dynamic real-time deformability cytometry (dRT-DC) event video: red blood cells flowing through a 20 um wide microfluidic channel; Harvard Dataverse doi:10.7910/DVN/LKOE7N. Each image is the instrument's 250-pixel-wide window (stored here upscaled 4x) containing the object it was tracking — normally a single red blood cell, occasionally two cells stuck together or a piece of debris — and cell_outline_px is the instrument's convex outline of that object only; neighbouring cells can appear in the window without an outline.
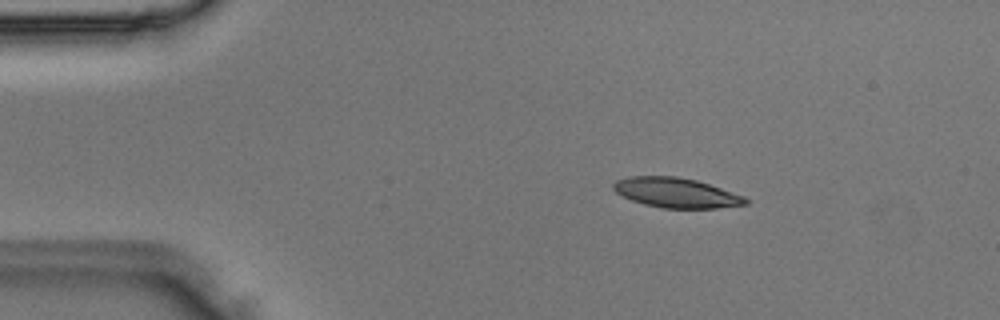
{"species": "Egyptian fruit bat (a non-hibernating species)", "species_latin": "Rousettus aegyptiacus", "temperature_condition": "room temperature", "stored_images_in_passage": 47, "camera_frame_rate_fps": 3000, "um_per_image_px": 0.085, "animal": {"sex": "male"}, "frame": {"image": 1, "passage_image": 7, "time_ms": 2.0, "image_size_px": [1000, 320], "cell_outline_px": [[752, 200], [748, 204], [716, 208], [660, 208], [644, 204], [632, 200], [616, 192], [612, 188], [612, 184], [616, 180], [628, 176], [676, 176], [696, 180], [744, 196]], "centroid_in_image_um": [57.48, 16.38], "position_along_channel_um": 27.5, "area_um2": 23.0}}
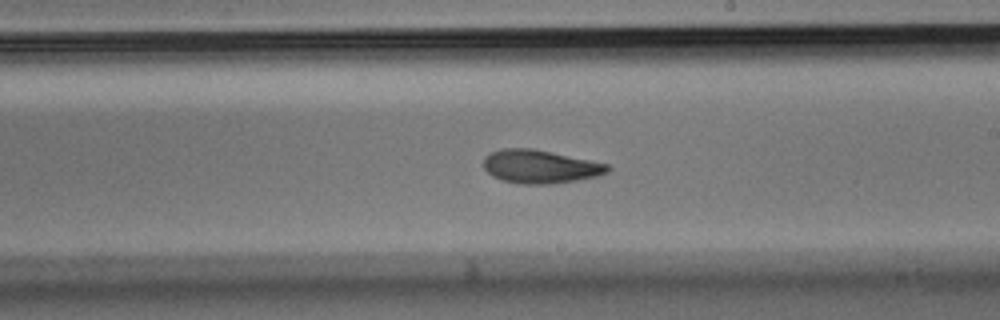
{"frame": {"image": 2, "passage_image": 27, "time_ms": 8.667, "image_size_px": [1000, 320], "cell_outline_px": [[612, 168], [608, 172], [596, 176], [576, 180], [552, 184], [520, 184], [504, 180], [492, 176], [484, 168], [484, 156], [488, 152], [500, 148], [532, 148], [552, 152], [608, 164]], "centroid_in_image_um": [45.88, 14.15], "position_along_channel_um": 243.1, "area_um2": 24.16}}
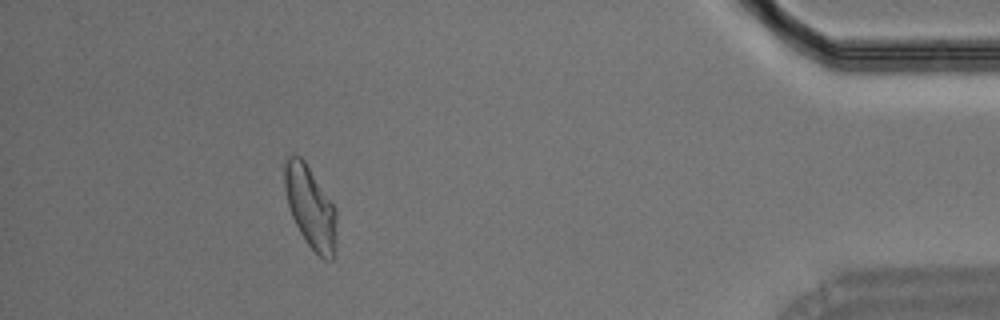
{"frame": {"image": 3, "passage_image": 43, "time_ms": 14.0, "image_size_px": [1000, 320], "cell_outline_px": [[336, 220], [332, 260], [324, 260], [308, 244], [300, 232], [292, 216], [288, 204], [284, 188], [284, 164], [288, 156], [300, 156], [304, 160], [336, 208]], "centroid_in_image_um": [26.36, 17.57], "position_along_channel_um": 408.8, "area_um2": 24.28}}